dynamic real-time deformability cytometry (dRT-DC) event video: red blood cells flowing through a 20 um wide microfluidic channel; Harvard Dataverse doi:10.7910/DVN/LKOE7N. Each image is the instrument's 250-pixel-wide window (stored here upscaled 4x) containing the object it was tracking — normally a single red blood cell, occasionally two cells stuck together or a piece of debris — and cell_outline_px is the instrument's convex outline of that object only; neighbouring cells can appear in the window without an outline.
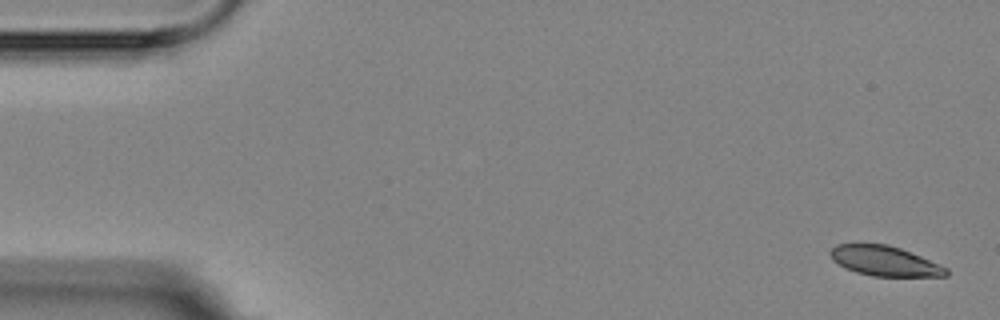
{"species": "Egyptian fruit bat (a non-hibernating species)", "species_latin": "Rousettus aegyptiacus", "temperature_condition": "room temperature", "stored_images_in_passage": 4, "camera_frame_rate_fps": 3000, "um_per_image_px": 0.085, "animal": {"sex": "female"}, "frame": {"image": 1, "passage_image": 1, "time_ms": 0.0, "image_size_px": [1000, 320], "cell_outline_px": [[948, 276], [872, 276], [856, 272], [844, 268], [832, 260], [828, 252], [836, 244], [888, 244], [900, 248], [940, 264], [948, 268]], "centroid_in_image_um": [75.17, 22.18], "position_along_channel_um": 9.8, "area_um2": 20.23}}